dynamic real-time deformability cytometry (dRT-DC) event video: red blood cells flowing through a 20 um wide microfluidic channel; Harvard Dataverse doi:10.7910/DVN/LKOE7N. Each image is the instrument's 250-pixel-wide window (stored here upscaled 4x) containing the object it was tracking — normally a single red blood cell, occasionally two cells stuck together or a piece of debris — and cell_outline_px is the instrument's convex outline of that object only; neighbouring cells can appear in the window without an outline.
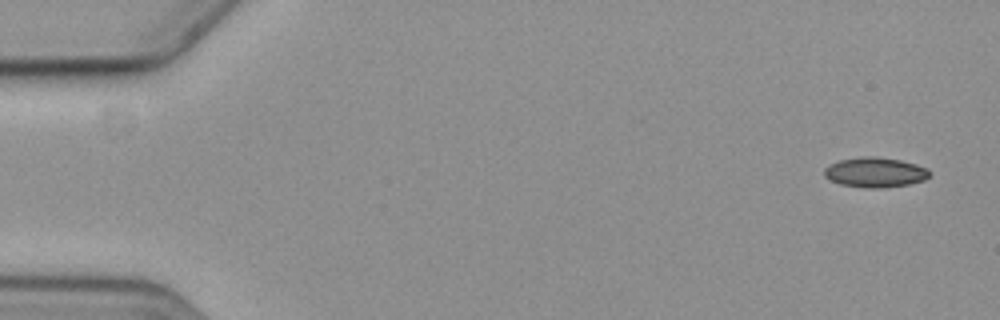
{"species": "common noctule bat (a hibernating species)", "species_latin": "Nyctalus noctula", "temperature_condition": "cold", "stored_images_in_passage": 3, "segment_of_instrument_passage": [2, 2], "camera_frame_rate_fps": 3000, "um_per_image_px": 0.085, "animal": {"sex": "female", "body_mass_g": 19.3, "forearm_length_mm": 54.1}, "frame": {"image": 1, "passage_image": 3, "time_ms": 3.0, "image_size_px": [1000, 320], "cell_outline_px": [[932, 172], [924, 180], [908, 184], [880, 188], [868, 188], [840, 184], [824, 176], [824, 168], [828, 164], [840, 160], [860, 156], [876, 156], [900, 160], [916, 164], [928, 168]], "centroid_in_image_um": [74.38, 14.63], "position_along_channel_um": 10.6, "area_um2": 18.44}}